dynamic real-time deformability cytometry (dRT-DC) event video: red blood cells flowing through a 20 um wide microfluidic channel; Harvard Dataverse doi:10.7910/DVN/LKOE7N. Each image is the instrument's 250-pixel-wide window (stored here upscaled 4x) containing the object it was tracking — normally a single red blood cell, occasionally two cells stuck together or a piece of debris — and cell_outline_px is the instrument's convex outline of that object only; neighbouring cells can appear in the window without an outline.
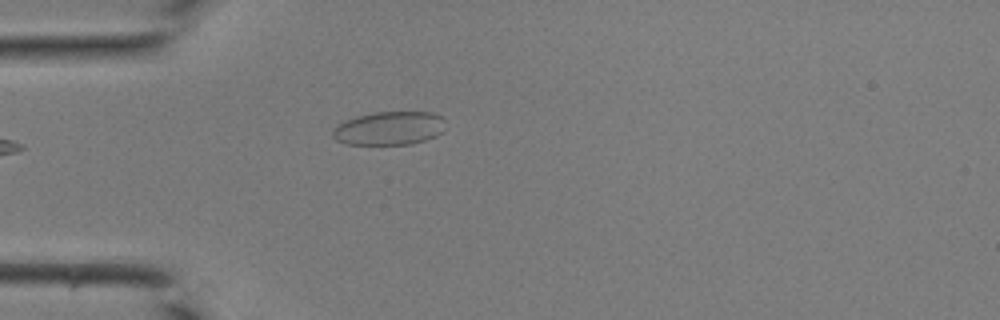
{"species": "common noctule bat (a hibernating species)", "species_latin": "Nyctalus noctula", "temperature_condition": "room temperature", "stored_images_in_passage": 29, "camera_frame_rate_fps": 3000, "um_per_image_px": 0.085, "animal": {"sex": "male", "body_mass_g": 19.0, "forearm_length_mm": 50.8}, "frame": {"image": 1, "passage_image": 1, "time_ms": 0.0, "image_size_px": [1000, 320], "cell_outline_px": [[444, 132], [436, 136], [412, 144], [348, 144], [336, 140], [332, 136], [332, 132], [344, 120], [356, 116], [372, 112], [432, 112], [440, 116]], "centroid_in_image_um": [33.07, 10.9], "position_along_channel_um": 51.9, "area_um2": 21.85}}
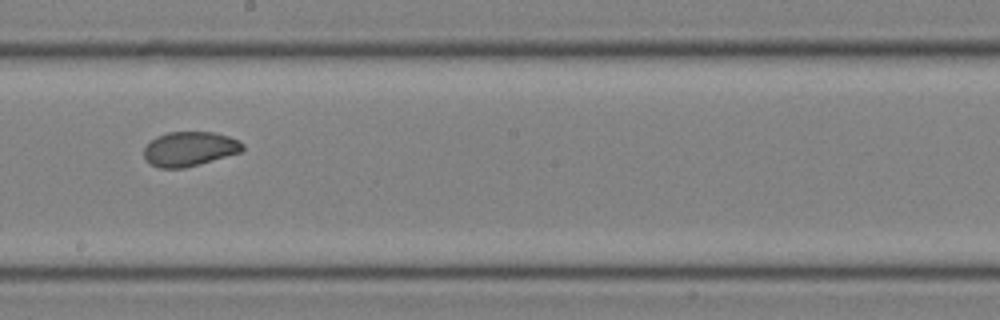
{"frame": {"image": 2, "passage_image": 13, "time_ms": 4.0, "image_size_px": [1000, 320], "cell_outline_px": [[244, 148], [240, 152], [184, 168], [160, 168], [148, 164], [144, 156], [144, 148], [156, 136], [168, 132], [212, 132], [228, 136], [240, 140], [244, 144]], "centroid_in_image_um": [16.1, 12.65], "position_along_channel_um": 232.1, "area_um2": 19.77}}
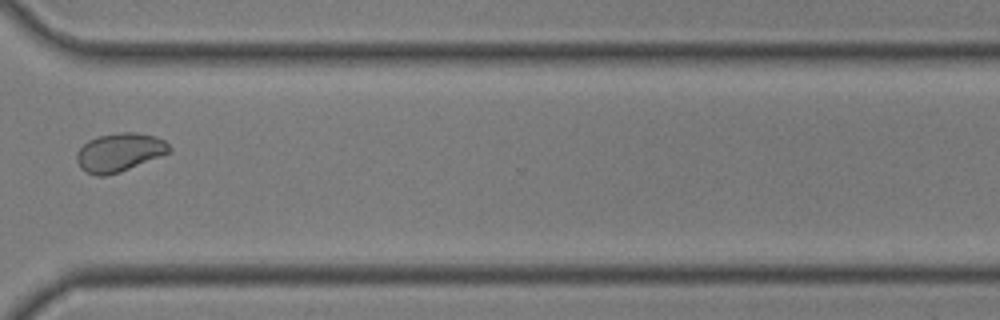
{"frame": {"image": 3, "passage_image": 21, "time_ms": 6.667, "image_size_px": [1000, 320], "cell_outline_px": [[172, 152], [120, 172], [104, 176], [96, 176], [84, 172], [80, 168], [76, 160], [76, 152], [88, 140], [96, 136], [120, 132], [136, 132], [156, 136], [164, 140], [172, 148]], "centroid_in_image_um": [10.15, 12.95], "position_along_channel_um": 360.5, "area_um2": 21.1}}